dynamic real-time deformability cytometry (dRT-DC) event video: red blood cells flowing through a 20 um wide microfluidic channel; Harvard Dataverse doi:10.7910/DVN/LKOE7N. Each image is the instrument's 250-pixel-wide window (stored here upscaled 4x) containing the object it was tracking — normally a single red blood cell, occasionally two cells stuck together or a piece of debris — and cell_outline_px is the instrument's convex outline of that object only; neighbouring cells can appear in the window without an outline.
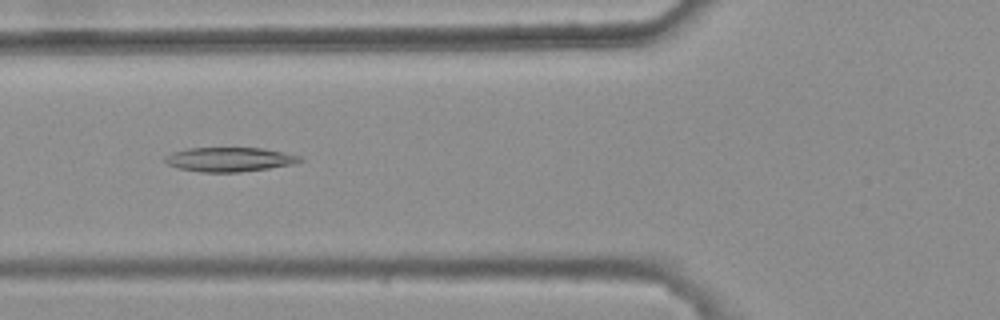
{"species": "common noctule bat (a hibernating species)", "species_latin": "Nyctalus noctula", "temperature_condition": "warm", "stored_images_in_passage": 6, "camera_frame_rate_fps": 3000, "um_per_image_px": 0.085, "animal": {"sex": "female", "body_mass_g": 25.1}, "frame": {"image": 1, "passage_image": 4, "time_ms": 1.0, "image_size_px": [1000, 320], "cell_outline_px": [[304, 160], [292, 164], [268, 168], [240, 172], [200, 172], [180, 168], [168, 164], [164, 160], [172, 152], [188, 148], [264, 148], [284, 152], [300, 156]], "centroid_in_image_um": [19.53, 13.55], "position_along_channel_um": 106.3, "area_um2": 18.9}}
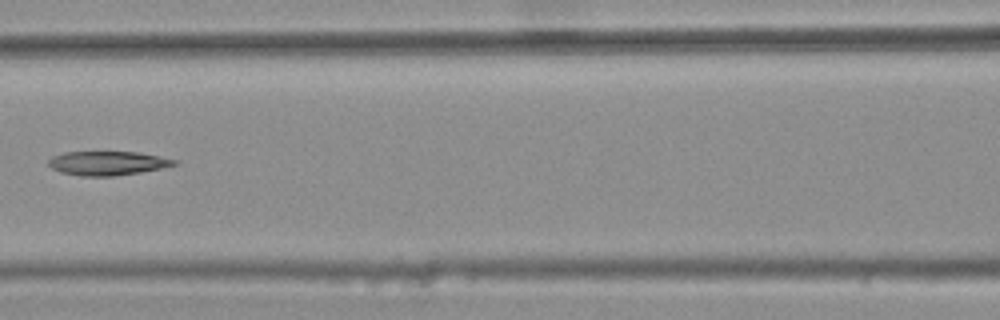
{"frame": {"image": 2, "passage_image": 5, "time_ms": 1.333, "image_size_px": [1000, 320], "cell_outline_px": [[180, 164], [140, 172], [112, 176], [80, 176], [60, 172], [52, 168], [48, 164], [48, 160], [52, 156], [64, 152], [140, 152], [176, 160]], "centroid_in_image_um": [9.12, 13.87], "position_along_channel_um": 157.5, "area_um2": 17.57}}
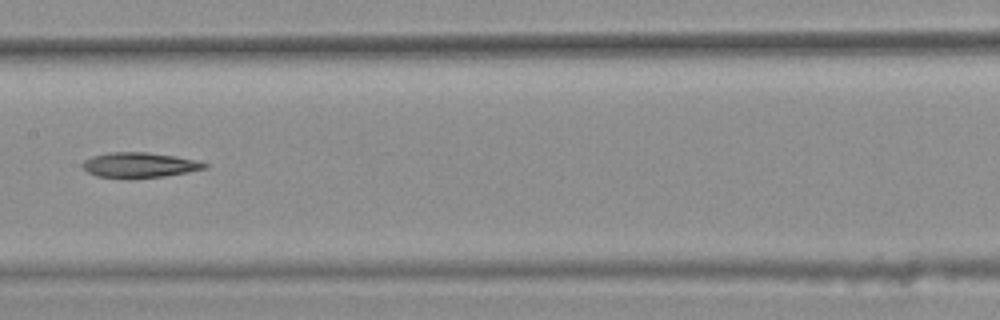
{"frame": {"image": 3, "passage_image": 6, "time_ms": 1.667, "image_size_px": [1000, 320], "cell_outline_px": [[208, 168], [188, 172], [164, 176], [132, 180], [124, 180], [96, 176], [88, 172], [80, 164], [84, 160], [92, 156], [108, 152], [148, 152], [176, 156], [196, 160], [208, 164]], "centroid_in_image_um": [11.82, 14.05], "position_along_channel_um": 195.6, "area_um2": 18.5}}